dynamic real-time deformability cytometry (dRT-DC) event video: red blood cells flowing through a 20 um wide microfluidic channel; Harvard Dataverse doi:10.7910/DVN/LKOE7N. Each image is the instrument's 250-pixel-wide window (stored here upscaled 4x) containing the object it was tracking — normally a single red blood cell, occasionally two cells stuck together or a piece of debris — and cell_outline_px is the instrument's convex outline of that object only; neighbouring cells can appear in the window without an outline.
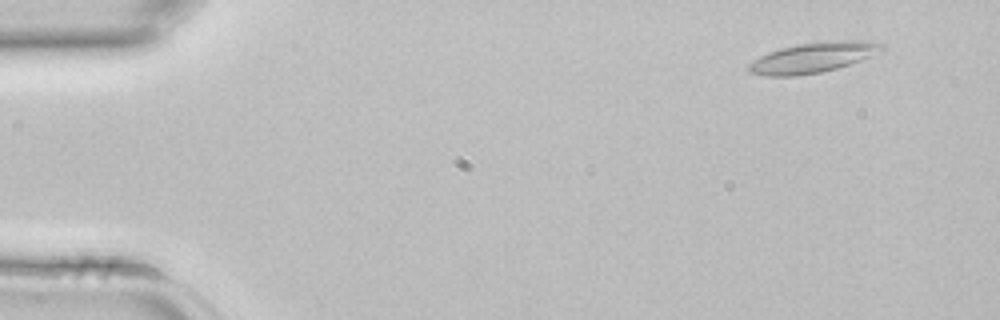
{"species": "common noctule bat (a hibernating species)", "species_latin": "Nyctalus noctula", "temperature_condition": "room temperature", "stored_images_in_passage": 3, "camera_frame_rate_fps": 3000, "um_per_image_px": 0.085, "animal": {"sex": "female", "body_mass_g": 22.7, "forearm_length_mm": 54.2}, "frame": {"image": 1, "passage_image": 1, "time_ms": 0.0, "image_size_px": [1000, 320], "cell_outline_px": [[884, 48], [860, 60], [836, 68], [820, 72], [796, 76], [768, 76], [748, 72], [748, 64], [760, 56], [768, 52], [780, 48], [796, 44], [836, 40], [864, 40], [884, 44]], "centroid_in_image_um": [69.05, 4.88], "position_along_channel_um": 15.9, "area_um2": 23.18}}
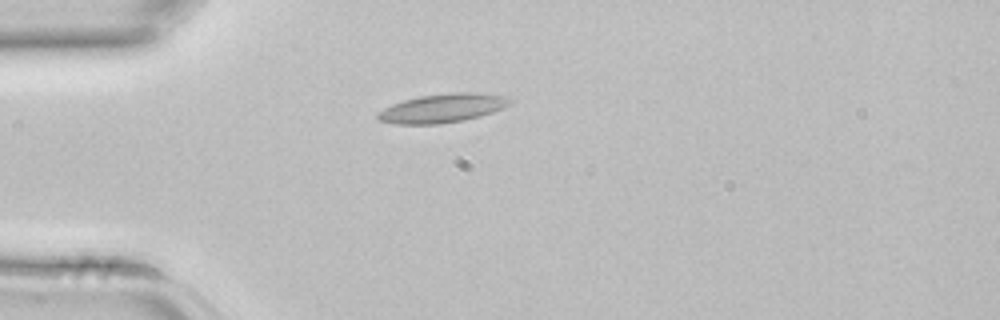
{"frame": {"image": 2, "passage_image": 2, "time_ms": 0.333, "image_size_px": [1000, 320], "cell_outline_px": [[512, 100], [508, 104], [492, 112], [480, 116], [464, 120], [440, 124], [396, 124], [380, 120], [376, 116], [376, 112], [392, 104], [404, 100], [420, 96], [448, 92], [472, 92], [508, 96]], "centroid_in_image_um": [37.59, 9.19], "position_along_channel_um": 47.4, "area_um2": 22.14}}